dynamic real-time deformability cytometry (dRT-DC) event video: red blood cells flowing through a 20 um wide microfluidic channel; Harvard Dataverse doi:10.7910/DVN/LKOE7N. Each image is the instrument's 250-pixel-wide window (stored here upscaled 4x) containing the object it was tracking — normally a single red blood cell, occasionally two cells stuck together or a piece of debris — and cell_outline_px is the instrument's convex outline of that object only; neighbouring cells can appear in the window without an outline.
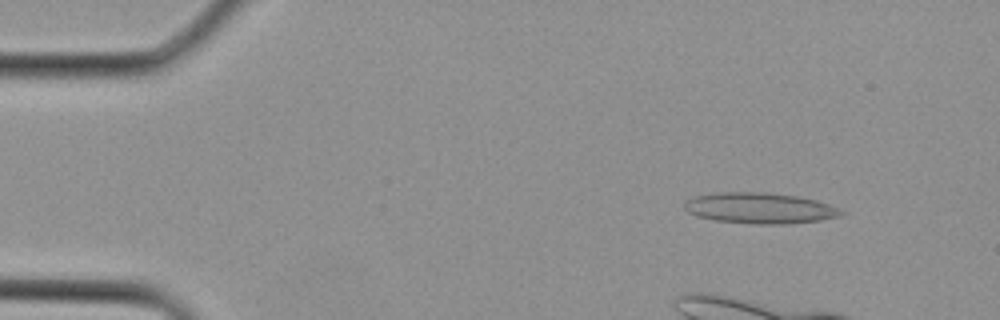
{"species": "Egyptian fruit bat (a non-hibernating species)", "species_latin": "Rousettus aegyptiacus", "temperature_condition": "cold", "stored_images_in_passage": 4, "camera_frame_rate_fps": 3000, "um_per_image_px": 0.085, "animal": {"sex": "female"}, "frame": {"image": 1, "passage_image": 2, "time_ms": 0.333, "image_size_px": [1000, 320], "cell_outline_px": [[844, 212], [840, 216], [820, 220], [788, 224], [756, 224], [716, 220], [696, 216], [688, 212], [684, 208], [684, 200], [696, 196], [720, 192], [764, 192], [796, 196], [816, 200], [828, 204]], "centroid_in_image_um": [64.55, 17.69], "position_along_channel_um": 20.5, "area_um2": 28.03}}